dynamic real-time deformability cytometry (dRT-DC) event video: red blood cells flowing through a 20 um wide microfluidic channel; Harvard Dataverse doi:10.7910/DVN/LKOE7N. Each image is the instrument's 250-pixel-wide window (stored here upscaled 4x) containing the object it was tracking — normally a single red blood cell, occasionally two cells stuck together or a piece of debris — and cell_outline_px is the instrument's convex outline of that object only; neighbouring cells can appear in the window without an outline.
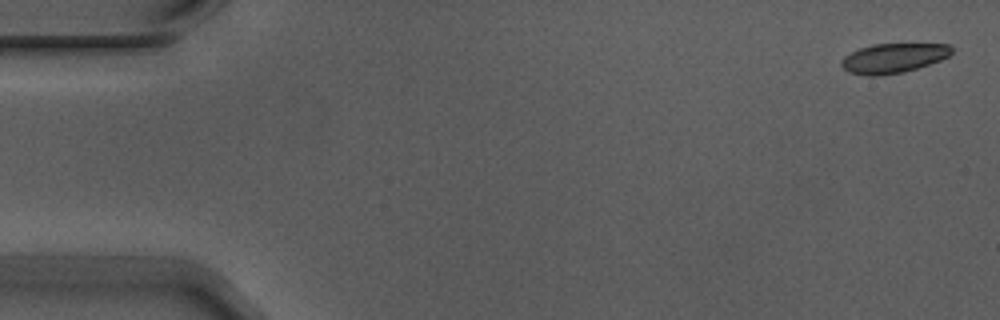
{"species": "Egyptian fruit bat (a non-hibernating species)", "species_latin": "Rousettus aegyptiacus", "temperature_condition": "warm", "stored_images_in_passage": 5, "camera_frame_rate_fps": 3000, "um_per_image_px": 0.085, "animal": {"sex": "male"}, "frame": {"image": 1, "passage_image": 1, "time_ms": 0.0, "image_size_px": [1000, 320], "cell_outline_px": [[952, 52], [948, 56], [940, 60], [904, 72], [876, 76], [868, 76], [848, 72], [840, 64], [840, 60], [844, 56], [860, 48], [872, 44], [948, 44], [952, 48]], "centroid_in_image_um": [75.9, 4.94], "position_along_channel_um": 9.1, "area_um2": 18.9}}
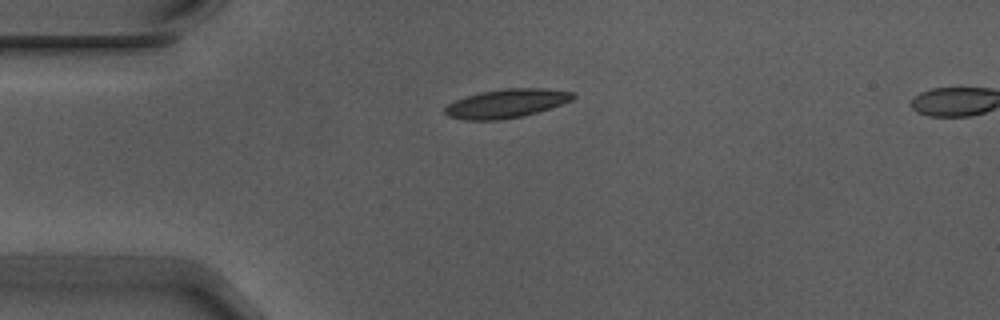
{"frame": {"image": 2, "passage_image": 4, "time_ms": 1.0, "image_size_px": [1000, 320], "cell_outline_px": [[576, 96], [572, 100], [524, 116], [500, 120], [464, 120], [448, 116], [444, 112], [444, 108], [448, 104], [456, 100], [480, 92], [504, 88], [548, 88], [576, 92]], "centroid_in_image_um": [43.06, 8.79], "position_along_channel_um": 41.9, "area_um2": 21.5}}